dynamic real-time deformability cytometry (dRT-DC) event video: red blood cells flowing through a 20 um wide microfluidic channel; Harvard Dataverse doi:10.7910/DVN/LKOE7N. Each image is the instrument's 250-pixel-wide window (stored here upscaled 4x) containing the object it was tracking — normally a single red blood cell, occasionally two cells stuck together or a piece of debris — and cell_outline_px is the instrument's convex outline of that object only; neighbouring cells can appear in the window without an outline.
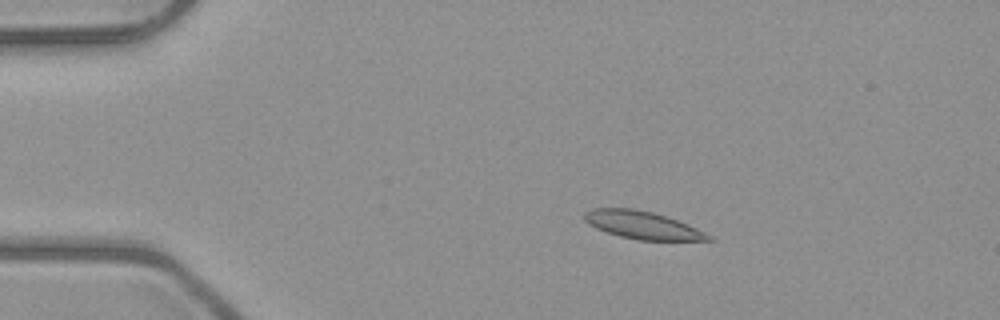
{"species": "common noctule bat (a hibernating species)", "species_latin": "Nyctalus noctula", "temperature_condition": "room temperature", "stored_images_in_passage": 6, "camera_frame_rate_fps": 3000, "um_per_image_px": 0.085, "animal": {"sex": "male", "body_mass_g": 23.1, "forearm_length_mm": 52.7}, "frame": {"image": 1, "passage_image": 2, "time_ms": 2.0, "image_size_px": [1000, 320], "cell_outline_px": [[716, 240], [636, 240], [620, 236], [596, 228], [588, 224], [584, 220], [584, 212], [592, 208], [632, 208], [652, 212], [688, 224], [712, 236]], "centroid_in_image_um": [54.58, 19.13], "position_along_channel_um": 30.4, "area_um2": 19.88}}
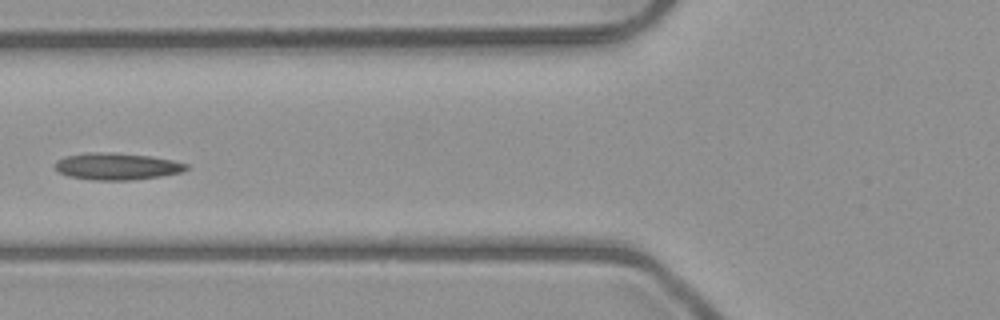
{"frame": {"image": 2, "passage_image": 5, "time_ms": 5.667, "image_size_px": [1000, 320], "cell_outline_px": [[188, 168], [180, 172], [160, 176], [132, 180], [92, 180], [68, 176], [60, 172], [56, 168], [56, 160], [64, 156], [88, 152], [112, 152], [152, 156], [172, 160], [188, 164]], "centroid_in_image_um": [9.92, 14.13], "position_along_channel_um": 115.9, "area_um2": 20.58}}
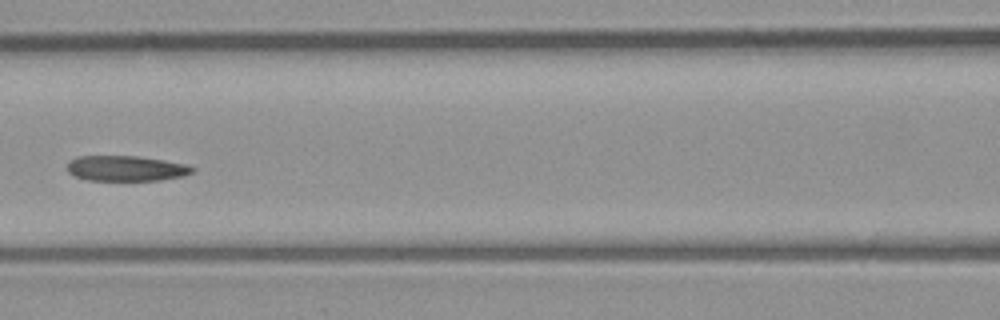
{"frame": {"image": 3, "passage_image": 6, "time_ms": 6.667, "image_size_px": [1000, 320], "cell_outline_px": [[196, 172], [184, 176], [160, 180], [84, 180], [68, 172], [68, 160], [76, 156], [136, 156], [164, 160], [188, 164], [196, 168]], "centroid_in_image_um": [10.75, 14.31], "position_along_channel_um": 155.8, "area_um2": 18.73}}